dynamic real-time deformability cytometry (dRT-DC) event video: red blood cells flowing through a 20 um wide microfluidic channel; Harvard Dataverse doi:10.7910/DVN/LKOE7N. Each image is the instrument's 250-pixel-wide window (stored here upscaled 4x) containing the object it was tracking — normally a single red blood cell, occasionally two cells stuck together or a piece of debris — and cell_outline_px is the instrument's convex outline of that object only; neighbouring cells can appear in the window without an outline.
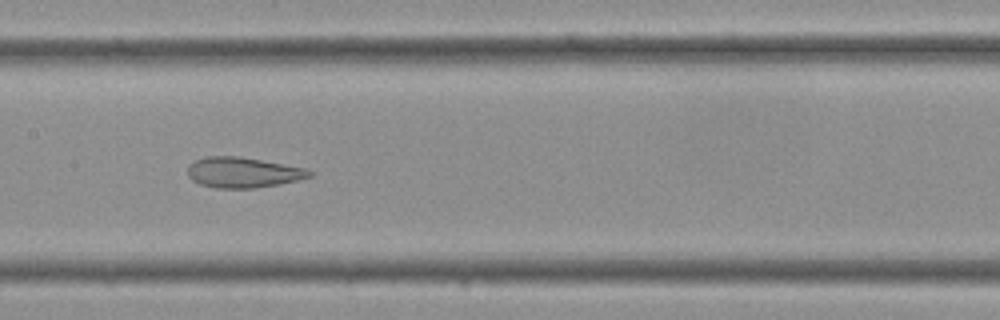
{"species": "Egyptian fruit bat (a non-hibernating species)", "species_latin": "Rousettus aegyptiacus", "temperature_condition": "cold", "stored_images_in_passage": 29, "camera_frame_rate_fps": 3000, "um_per_image_px": 0.085, "frame": {"image": 1, "passage_image": 11, "time_ms": 3.333, "image_size_px": [1000, 320], "cell_outline_px": [[312, 176], [280, 184], [256, 188], [216, 188], [200, 184], [192, 180], [188, 176], [188, 164], [196, 160], [208, 156], [240, 156], [308, 168], [312, 172]], "centroid_in_image_um": [20.66, 14.65], "position_along_channel_um": 186.7, "area_um2": 21.73}}
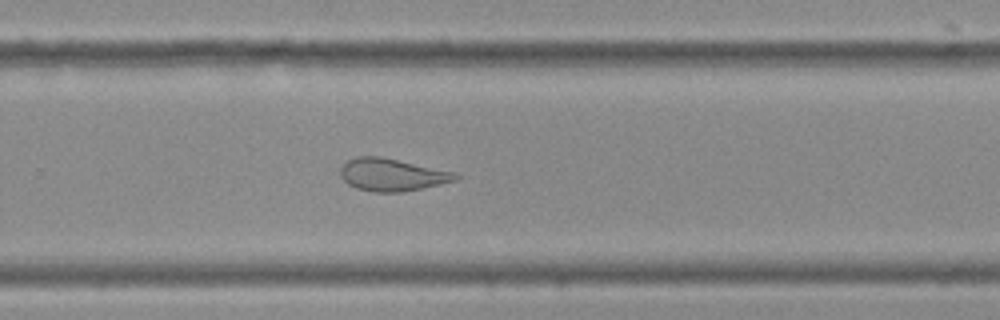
{"frame": {"image": 2, "passage_image": 17, "time_ms": 5.333, "image_size_px": [1000, 320], "cell_outline_px": [[460, 176], [456, 180], [440, 184], [400, 192], [372, 192], [356, 188], [348, 184], [340, 176], [340, 168], [348, 160], [356, 156], [380, 156], [456, 172]], "centroid_in_image_um": [33.3, 14.85], "position_along_channel_um": 296.5, "area_um2": 21.73}}
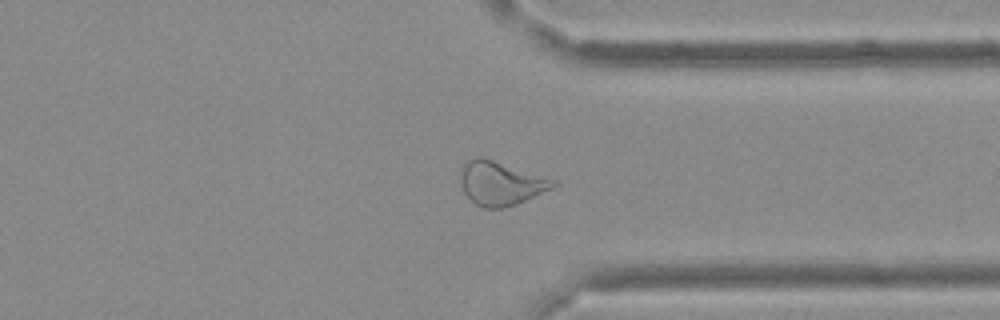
{"frame": {"image": 3, "passage_image": 21, "time_ms": 6.667, "image_size_px": [1000, 320], "cell_outline_px": [[556, 184], [552, 188], [516, 204], [504, 208], [484, 208], [476, 204], [464, 192], [460, 180], [460, 172], [464, 164], [468, 160], [476, 156], [480, 156], [556, 180]], "centroid_in_image_um": [42.53, 15.58], "position_along_channel_um": 368.9, "area_um2": 23.29}}